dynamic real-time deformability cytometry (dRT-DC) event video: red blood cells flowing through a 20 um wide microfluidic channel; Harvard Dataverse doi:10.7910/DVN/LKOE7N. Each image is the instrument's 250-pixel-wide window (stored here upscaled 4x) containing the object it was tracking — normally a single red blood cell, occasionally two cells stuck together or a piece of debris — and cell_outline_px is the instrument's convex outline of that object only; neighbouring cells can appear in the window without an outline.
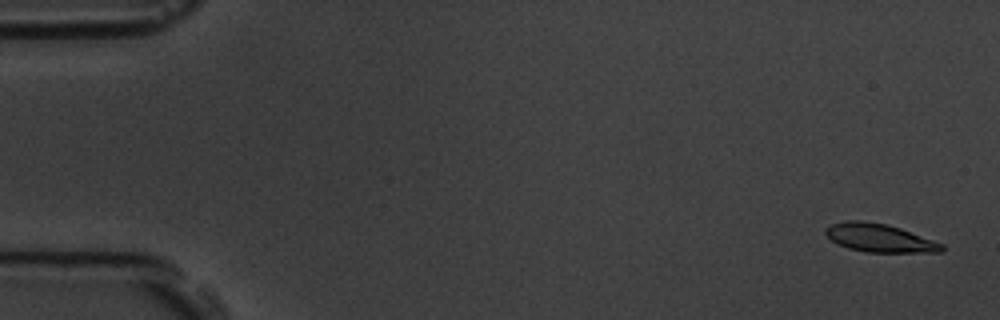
{"species": "common noctule bat (a hibernating species)", "species_latin": "Nyctalus noctula", "temperature_condition": "room temperature", "stored_images_in_passage": 11, "camera_frame_rate_fps": 3000, "um_per_image_px": 0.085, "animal": {"sex": "male", "body_mass_g": 19.5, "forearm_length_mm": 54.6}, "frame": {"image": 1, "passage_image": 1, "time_ms": 0.0, "image_size_px": [1000, 320], "cell_outline_px": [[944, 252], [868, 252], [848, 248], [836, 244], [824, 232], [824, 228], [832, 224], [848, 220], [860, 220], [888, 224], [900, 228], [944, 244]], "centroid_in_image_um": [74.75, 20.22], "position_along_channel_um": 10.2, "area_um2": 19.13}}
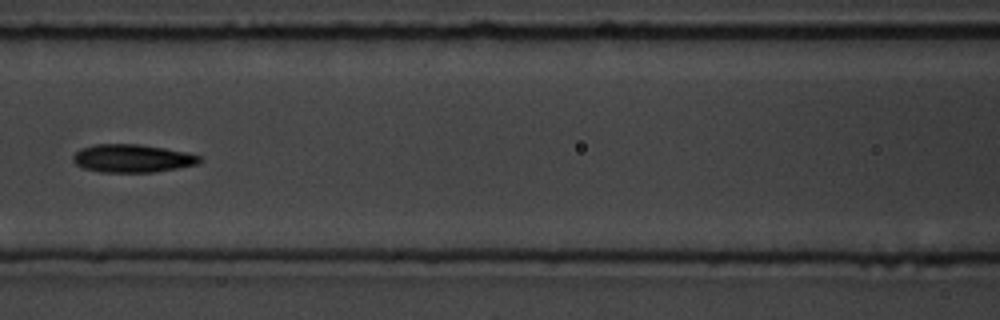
{"frame": {"image": 2, "passage_image": 7, "time_ms": 8.0, "image_size_px": [1000, 320], "cell_outline_px": [[204, 160], [196, 164], [176, 168], [152, 172], [100, 172], [84, 168], [76, 164], [72, 160], [72, 156], [80, 148], [96, 144], [140, 144], [164, 148], [184, 152], [200, 156]], "centroid_in_image_um": [11.21, 13.46], "position_along_channel_um": 155.4, "area_um2": 20.58}}
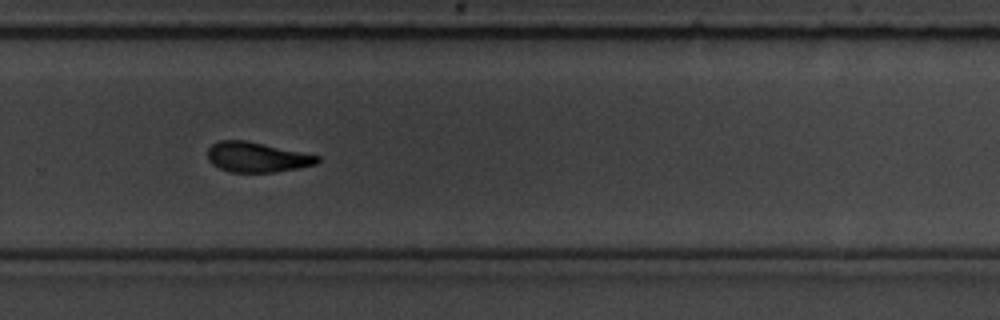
{"frame": {"image": 3, "passage_image": 11, "time_ms": 12.333, "image_size_px": [1000, 320], "cell_outline_px": [[320, 160], [316, 164], [276, 172], [228, 172], [212, 164], [208, 160], [208, 148], [212, 144], [220, 140], [248, 140], [320, 156]], "centroid_in_image_um": [21.82, 13.35], "position_along_channel_um": 308.0, "area_um2": 19.25}}